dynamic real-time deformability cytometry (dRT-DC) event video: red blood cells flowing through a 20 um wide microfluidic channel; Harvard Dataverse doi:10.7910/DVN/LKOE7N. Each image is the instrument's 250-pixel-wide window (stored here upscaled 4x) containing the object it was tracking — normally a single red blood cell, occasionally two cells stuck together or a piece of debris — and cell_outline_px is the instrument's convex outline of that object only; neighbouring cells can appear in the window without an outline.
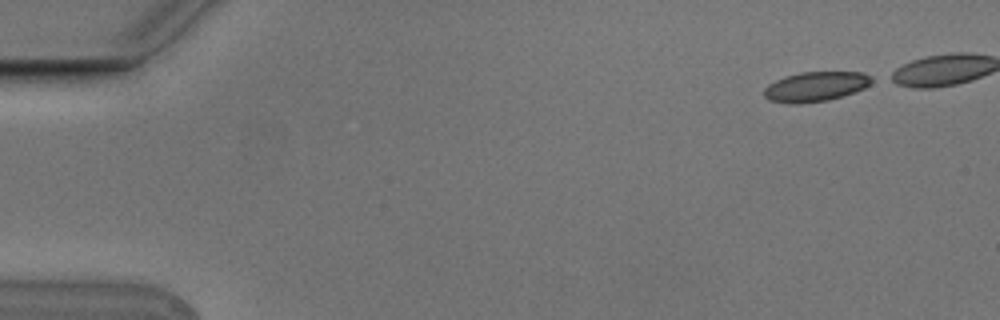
{"species": "Egyptian fruit bat (a non-hibernating species)", "species_latin": "Rousettus aegyptiacus", "temperature_condition": "cold", "stored_images_in_passage": 7, "camera_frame_rate_fps": 3000, "um_per_image_px": 0.085, "animal": {"sex": "male"}, "frame": {"image": 1, "passage_image": 1, "time_ms": 0.0, "image_size_px": [1000, 320], "cell_outline_px": [[876, 80], [864, 88], [828, 100], [800, 104], [788, 104], [768, 100], [764, 96], [764, 88], [768, 84], [784, 76], [800, 72], [864, 72], [872, 76]], "centroid_in_image_um": [69.31, 7.35], "position_along_channel_um": 15.7, "area_um2": 18.84}}
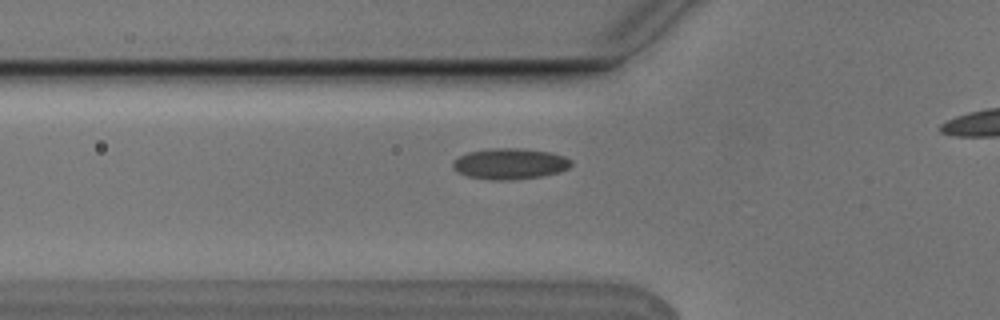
{"frame": {"image": 2, "passage_image": 6, "time_ms": 1.667, "image_size_px": [1000, 320], "cell_outline_px": [[572, 164], [568, 168], [560, 172], [540, 176], [512, 180], [492, 180], [468, 176], [456, 172], [452, 168], [452, 160], [468, 152], [488, 148], [520, 148], [548, 152], [564, 156], [572, 160]], "centroid_in_image_um": [43.31, 13.92], "position_along_channel_um": 82.5, "area_um2": 21.44}}